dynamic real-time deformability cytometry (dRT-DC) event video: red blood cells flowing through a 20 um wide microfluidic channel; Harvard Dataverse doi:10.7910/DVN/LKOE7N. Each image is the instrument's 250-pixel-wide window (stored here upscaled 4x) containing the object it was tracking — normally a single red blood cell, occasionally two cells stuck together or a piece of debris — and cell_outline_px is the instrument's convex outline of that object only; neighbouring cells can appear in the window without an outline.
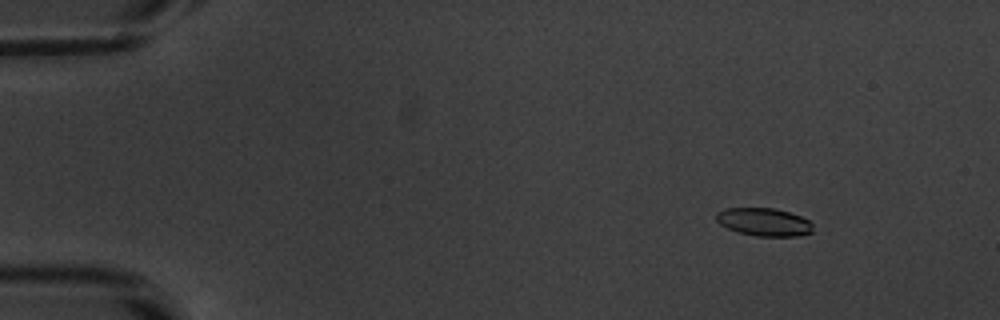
{"species": "common noctule bat (a hibernating species)", "species_latin": "Nyctalus noctula", "temperature_condition": "warm", "stored_images_in_passage": 49, "camera_frame_rate_fps": 3000, "um_per_image_px": 0.085, "animal": {"sex": "male", "body_mass_g": 20.1, "forearm_length_mm": 53.5}, "frame": {"image": 1, "passage_image": 2, "time_ms": 0.333, "image_size_px": [1000, 320], "cell_outline_px": [[812, 232], [800, 236], [756, 236], [736, 232], [720, 224], [716, 220], [716, 212], [724, 208], [776, 208], [800, 216], [808, 220], [812, 224]], "centroid_in_image_um": [64.92, 18.87], "position_along_channel_um": 20.1, "area_um2": 15.84}}
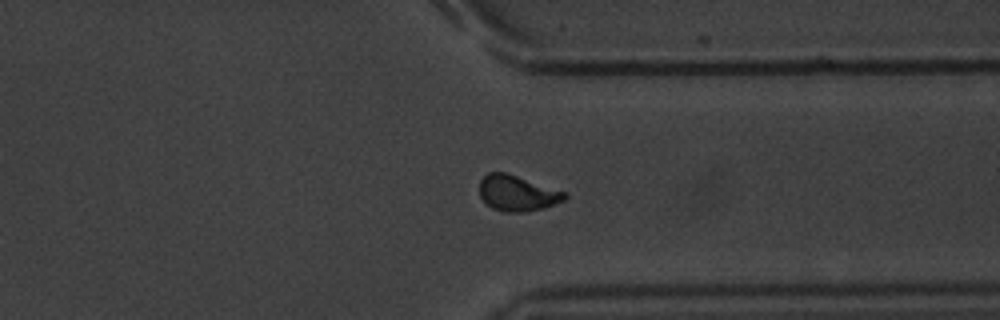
{"frame": {"image": 2, "passage_image": 37, "time_ms": 12.0, "image_size_px": [1000, 320], "cell_outline_px": [[568, 196], [564, 200], [544, 208], [524, 212], [504, 212], [492, 208], [480, 196], [480, 180], [488, 172], [504, 172], [568, 192]], "centroid_in_image_um": [43.99, 16.42], "position_along_channel_um": 367.4, "area_um2": 17.69}}
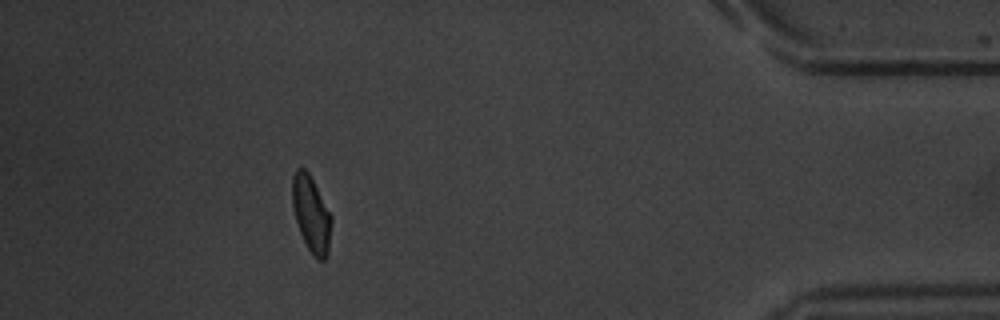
{"frame": {"image": 3, "passage_image": 44, "time_ms": 14.333, "image_size_px": [1000, 320], "cell_outline_px": [[332, 220], [328, 256], [324, 260], [320, 260], [312, 256], [300, 232], [292, 208], [292, 176], [296, 168], [304, 168], [308, 172], [332, 216]], "centroid_in_image_um": [26.45, 18.21], "position_along_channel_um": 408.7, "area_um2": 17.4}, "authors_computed_cell_mechanics": {"area_um2": 17.3978, "velocity_mm_per_s": 3.8281, "shape_relaxation_time_tau1_ms": 2.8298, "shape_relaxation_time_tau2_ms": 1.7788, "deformation_change_tau1": 0.1404, "deformation_change_tau2": 0.0694}}